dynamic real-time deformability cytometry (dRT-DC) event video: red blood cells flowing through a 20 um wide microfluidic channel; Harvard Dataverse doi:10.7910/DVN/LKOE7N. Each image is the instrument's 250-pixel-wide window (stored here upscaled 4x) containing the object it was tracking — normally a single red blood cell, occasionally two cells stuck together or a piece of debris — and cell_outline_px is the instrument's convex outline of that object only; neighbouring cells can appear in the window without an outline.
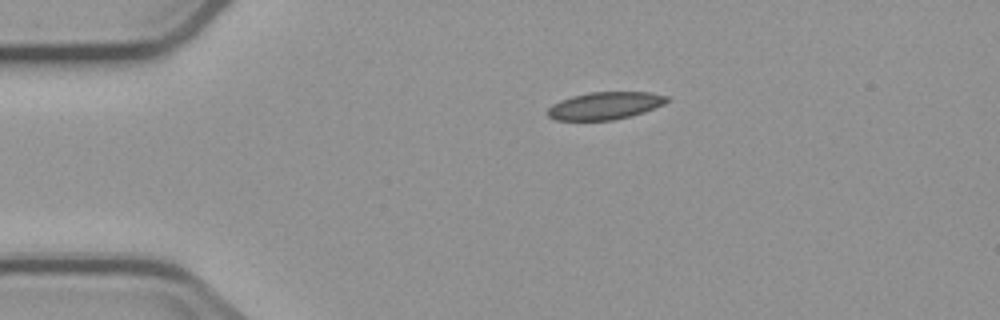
{"species": "common noctule bat (a hibernating species)", "species_latin": "Nyctalus noctula", "temperature_condition": "cold", "stored_images_in_passage": 3, "camera_frame_rate_fps": 3000, "um_per_image_px": 0.085, "animal": {"sex": "male", "body_mass_g": 23.1, "forearm_length_mm": 52.7}, "frame": {"image": 1, "passage_image": 1, "time_ms": 0.0, "image_size_px": [1000, 320], "cell_outline_px": [[668, 100], [664, 104], [644, 112], [612, 120], [556, 120], [548, 116], [548, 108], [552, 104], [560, 100], [572, 96], [588, 92], [648, 92], [668, 96]], "centroid_in_image_um": [51.41, 8.98], "position_along_channel_um": 33.6, "area_um2": 18.96}}
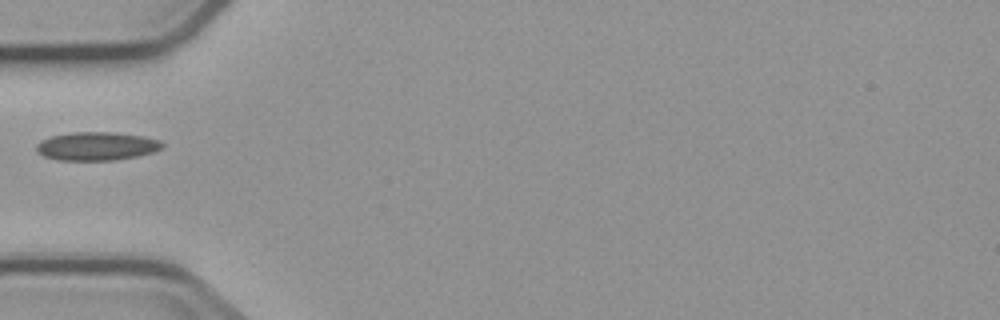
{"frame": {"image": 2, "passage_image": 3, "time_ms": 2.333, "image_size_px": [1000, 320], "cell_outline_px": [[164, 144], [160, 148], [152, 152], [136, 156], [116, 160], [56, 160], [44, 156], [36, 152], [36, 144], [40, 140], [52, 136], [72, 132], [116, 132], [144, 136], [160, 140]], "centroid_in_image_um": [8.18, 12.42], "position_along_channel_um": 76.8, "area_um2": 20.92}}